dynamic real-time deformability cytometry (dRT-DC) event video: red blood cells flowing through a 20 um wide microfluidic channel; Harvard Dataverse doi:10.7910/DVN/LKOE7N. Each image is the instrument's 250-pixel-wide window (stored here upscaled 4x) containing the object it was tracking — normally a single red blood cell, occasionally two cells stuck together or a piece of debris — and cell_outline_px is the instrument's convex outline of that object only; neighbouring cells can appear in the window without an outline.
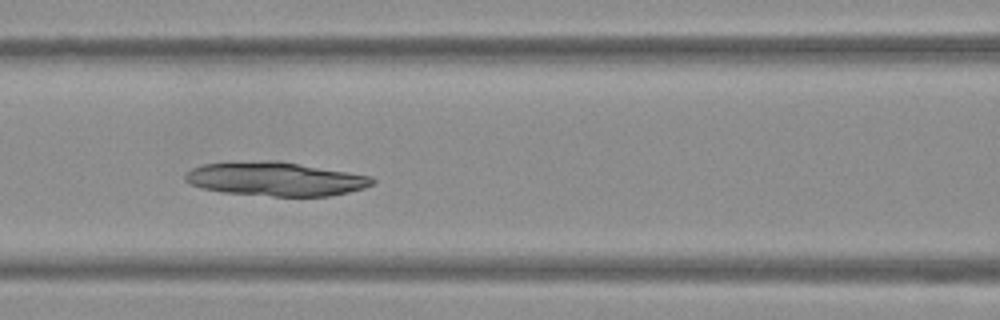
{"species": "Egyptian fruit bat (a non-hibernating species)", "species_latin": "Rousettus aegyptiacus", "temperature_condition": "warm", "stored_images_in_passage": 52, "camera_frame_rate_fps": 3000, "um_per_image_px": 0.085, "frame": {"image": 1, "passage_image": 22, "time_ms": 7.0, "image_size_px": [1000, 320], "cell_outline_px": [[376, 180], [372, 184], [364, 188], [348, 192], [328, 196], [272, 196], [224, 192], [200, 188], [184, 180], [184, 176], [192, 168], [204, 164], [264, 160], [280, 160], [372, 176]], "centroid_in_image_um": [23.44, 15.2], "position_along_channel_um": 143.2, "area_um2": 36.93}}
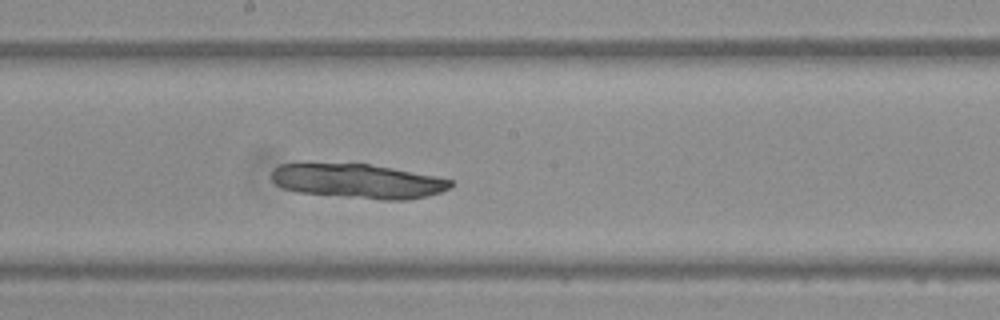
{"frame": {"image": 2, "passage_image": 28, "time_ms": 9.0, "image_size_px": [1000, 320], "cell_outline_px": [[452, 184], [448, 188], [440, 192], [428, 196], [408, 200], [380, 200], [296, 192], [284, 188], [276, 184], [272, 180], [272, 172], [280, 164], [368, 164], [392, 168], [436, 176], [452, 180]], "centroid_in_image_um": [30.45, 15.41], "position_along_channel_um": 217.7, "area_um2": 35.66}}
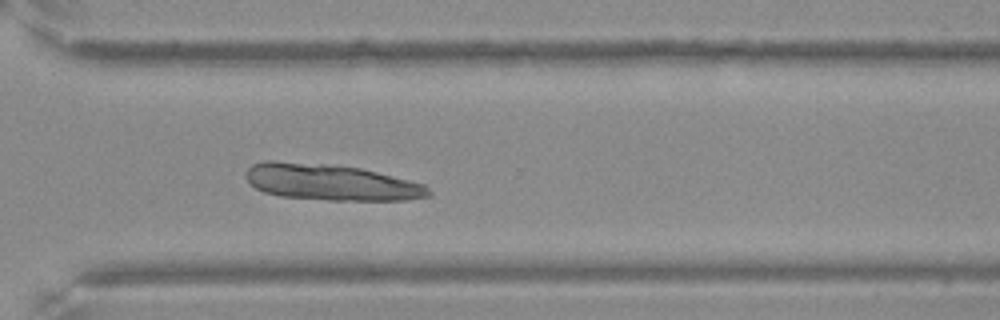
{"frame": {"image": 3, "passage_image": 38, "time_ms": 12.333, "image_size_px": [1000, 320], "cell_outline_px": [[432, 196], [404, 200], [328, 200], [280, 196], [264, 192], [256, 188], [244, 176], [244, 172], [252, 164], [264, 160], [272, 160], [324, 164], [360, 168], [424, 184], [432, 192]], "centroid_in_image_um": [28.09, 15.49], "position_along_channel_um": 342.5, "area_um2": 38.44}}